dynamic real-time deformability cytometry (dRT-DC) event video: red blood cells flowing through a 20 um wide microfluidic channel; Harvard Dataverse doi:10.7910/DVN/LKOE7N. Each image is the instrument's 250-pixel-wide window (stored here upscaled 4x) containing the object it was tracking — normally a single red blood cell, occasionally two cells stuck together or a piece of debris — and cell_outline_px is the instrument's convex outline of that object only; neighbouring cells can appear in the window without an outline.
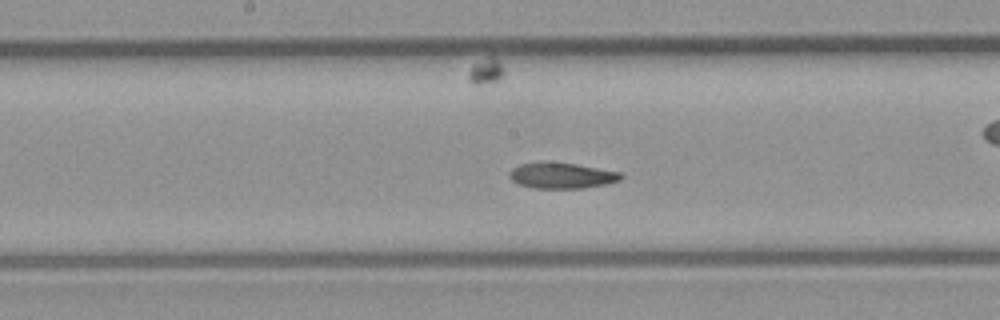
{"species": "common noctule bat (a hibernating species)", "species_latin": "Nyctalus noctula", "temperature_condition": "room temperature", "stored_images_in_passage": 35, "camera_frame_rate_fps": 3000, "um_per_image_px": 0.085, "animal": {"sex": "male", "body_mass_g": 23.1, "forearm_length_mm": 52.7}, "frame": {"image": 1, "passage_image": 11, "time_ms": 3.333, "image_size_px": [1000, 320], "cell_outline_px": [[624, 176], [620, 180], [604, 184], [584, 188], [532, 188], [520, 184], [512, 180], [508, 176], [508, 172], [512, 168], [520, 164], [576, 164], [620, 172]], "centroid_in_image_um": [47.76, 14.95], "position_along_channel_um": 200.4, "area_um2": 16.18}}
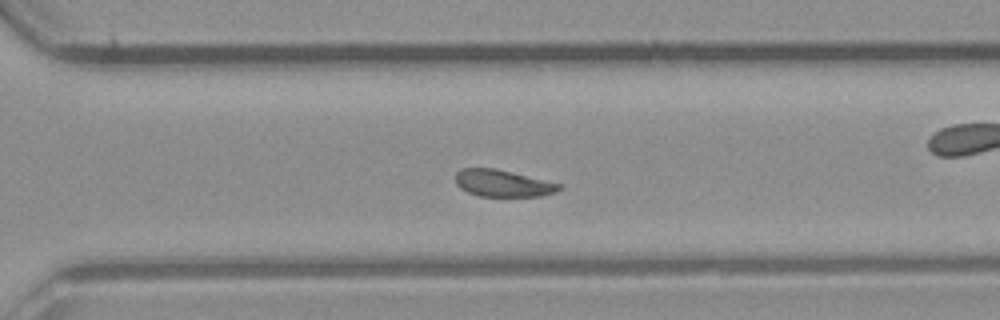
{"frame": {"image": 2, "passage_image": 20, "time_ms": 6.333, "image_size_px": [1000, 320], "cell_outline_px": [[560, 188], [556, 192], [540, 196], [480, 196], [468, 192], [460, 188], [456, 184], [456, 172], [460, 168], [496, 168], [560, 184]], "centroid_in_image_um": [42.69, 15.57], "position_along_channel_um": 327.9, "area_um2": 16.07}, "authors_computed_cell_mechanics": {"area_um2": 17.2244, "velocity_mm_per_s": 4.2657, "shape_relaxation_time_tau1_ms": 8.7432, "shape_relaxation_time_tau2_ms": 4.4577, "deformation_change_tau1": 0.1889, "deformation_change_tau2": 0.0851}}